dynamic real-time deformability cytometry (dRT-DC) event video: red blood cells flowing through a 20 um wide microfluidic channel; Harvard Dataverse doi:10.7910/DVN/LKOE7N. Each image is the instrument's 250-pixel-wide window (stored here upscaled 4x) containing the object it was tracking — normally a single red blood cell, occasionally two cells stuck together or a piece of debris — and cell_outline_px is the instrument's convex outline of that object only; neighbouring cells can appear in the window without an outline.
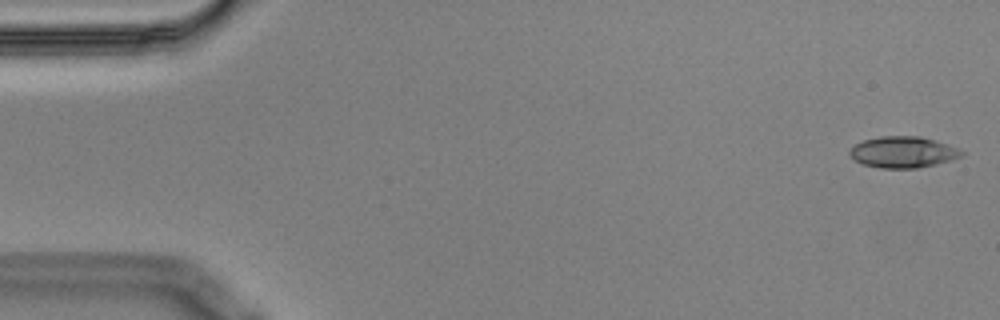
{"species": "Egyptian fruit bat (a non-hibernating species)", "species_latin": "Rousettus aegyptiacus", "temperature_condition": "cold", "stored_images_in_passage": 55, "segment_of_instrument_passage": [1, 2], "camera_frame_rate_fps": 3000, "um_per_image_px": 0.085, "animal": {"sex": "male"}, "frame": {"image": 1, "passage_image": 1, "time_ms": 0.0, "image_size_px": [1000, 320], "cell_outline_px": [[964, 156], [952, 160], [936, 164], [916, 168], [880, 168], [864, 164], [848, 156], [848, 152], [856, 144], [864, 140], [880, 136], [920, 136], [956, 148], [964, 152]], "centroid_in_image_um": [76.74, 12.94], "position_along_channel_um": 8.3, "area_um2": 20.17}}
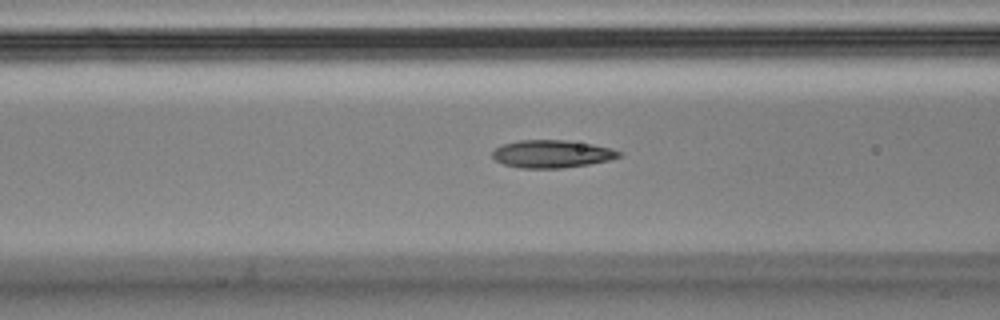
{"frame": {"image": 2, "passage_image": 21, "time_ms": 6.667, "image_size_px": [1000, 320], "cell_outline_px": [[624, 152], [620, 156], [608, 160], [588, 164], [560, 168], [520, 168], [504, 164], [496, 160], [492, 156], [492, 152], [496, 148], [504, 144], [520, 140], [568, 140], [592, 144], [612, 148]], "centroid_in_image_um": [46.93, 13.08], "position_along_channel_um": 119.7, "area_um2": 20.35}}
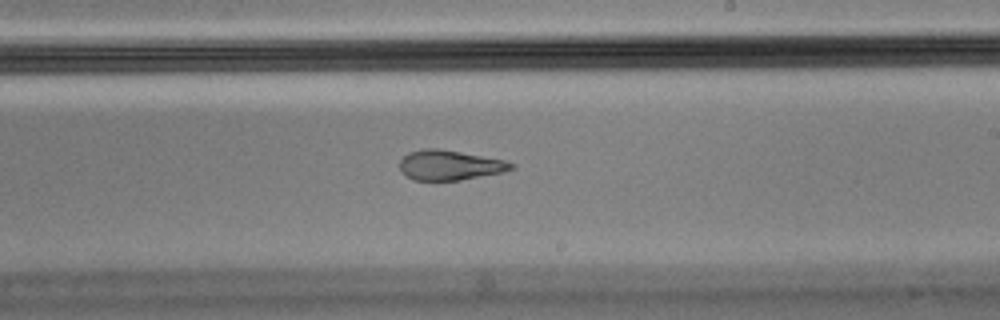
{"frame": {"image": 3, "passage_image": 32, "time_ms": 10.333, "image_size_px": [1000, 320], "cell_outline_px": [[516, 168], [504, 172], [460, 180], [412, 180], [400, 168], [400, 160], [408, 152], [424, 148], [436, 148], [460, 152], [504, 160], [516, 164]], "centroid_in_image_um": [38.26, 14.04], "position_along_channel_um": 250.7, "area_um2": 19.36}}